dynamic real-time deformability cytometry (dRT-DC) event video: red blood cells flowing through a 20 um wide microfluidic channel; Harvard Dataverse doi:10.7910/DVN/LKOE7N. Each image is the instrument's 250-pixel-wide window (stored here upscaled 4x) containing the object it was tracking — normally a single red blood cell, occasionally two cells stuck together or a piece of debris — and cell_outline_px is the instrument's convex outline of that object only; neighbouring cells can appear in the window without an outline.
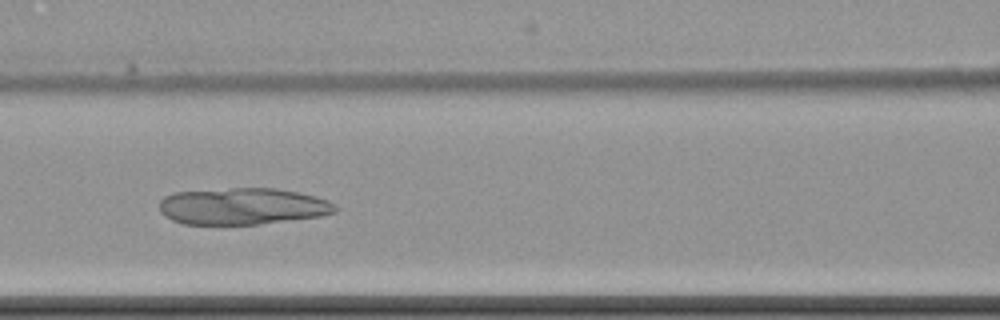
{"species": "common noctule bat (a hibernating species)", "species_latin": "Nyctalus noctula", "temperature_condition": "cold", "stored_images_in_passage": 9, "camera_frame_rate_fps": 3000, "um_per_image_px": 0.085, "animal": {"sex": "female", "body_mass_g": 22.7, "forearm_length_mm": 54.2}, "frame": {"image": 1, "passage_image": 8, "time_ms": 8.333, "image_size_px": [1000, 320], "cell_outline_px": [[336, 212], [320, 216], [260, 224], [184, 224], [172, 220], [164, 216], [160, 212], [160, 200], [164, 196], [176, 192], [232, 188], [276, 188], [296, 192], [328, 200], [336, 204]], "centroid_in_image_um": [20.6, 17.53], "position_along_channel_um": 146.0, "area_um2": 37.51}}
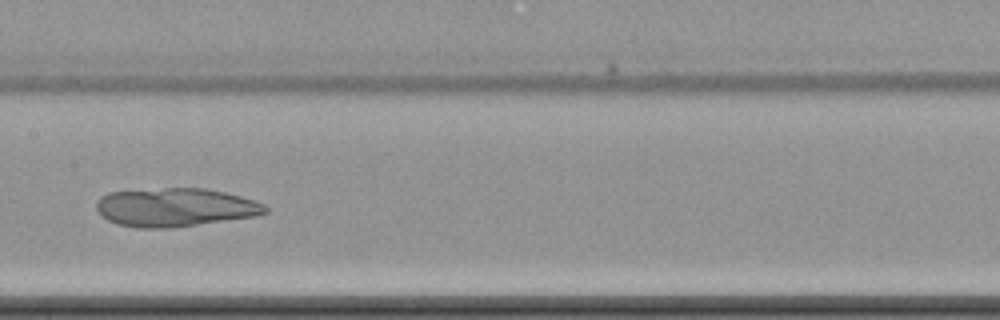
{"frame": {"image": 2, "passage_image": 9, "time_ms": 9.667, "image_size_px": [1000, 320], "cell_outline_px": [[268, 212], [256, 216], [168, 228], [136, 228], [116, 224], [108, 220], [96, 208], [96, 204], [100, 196], [108, 192], [164, 188], [204, 188], [224, 192], [240, 196], [264, 204], [268, 208]], "centroid_in_image_um": [14.87, 17.62], "position_along_channel_um": 192.5, "area_um2": 37.74}}